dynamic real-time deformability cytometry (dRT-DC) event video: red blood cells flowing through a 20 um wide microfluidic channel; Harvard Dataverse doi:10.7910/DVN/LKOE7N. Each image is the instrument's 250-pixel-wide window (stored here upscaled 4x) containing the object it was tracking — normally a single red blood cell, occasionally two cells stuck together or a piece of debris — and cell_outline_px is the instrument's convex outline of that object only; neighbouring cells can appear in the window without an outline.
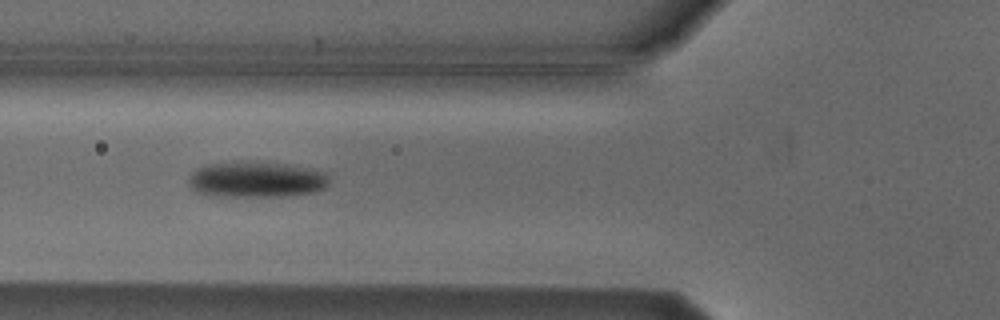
{"species": "Egyptian fruit bat (a non-hibernating species)", "species_latin": "Rousettus aegyptiacus", "temperature_condition": "cold", "stored_images_in_passage": 5, "camera_frame_rate_fps": 3000, "um_per_image_px": 0.085, "animal": {"sex": "male"}, "frame": {"image": 1, "passage_image": 2, "time_ms": 1.0, "image_size_px": [1000, 320], "cell_outline_px": [[328, 184], [324, 188], [312, 192], [284, 196], [212, 196], [196, 192], [192, 188], [188, 180], [192, 172], [196, 168], [208, 164], [236, 160], [252, 160], [288, 164], [308, 168], [324, 172], [328, 176]], "centroid_in_image_um": [21.74, 15.23], "position_along_channel_um": 104.1, "area_um2": 29.82}}
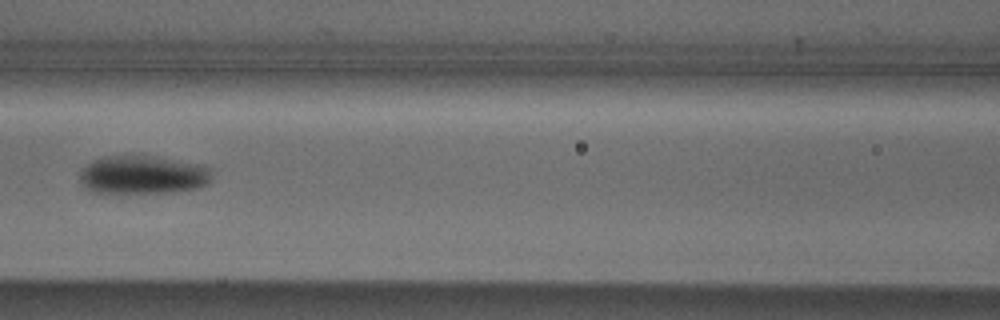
{"frame": {"image": 2, "passage_image": 3, "time_ms": 2.333, "image_size_px": [1000, 320], "cell_outline_px": [[208, 184], [200, 188], [172, 192], [92, 192], [84, 188], [80, 180], [80, 176], [84, 168], [92, 160], [104, 156], [140, 152], [196, 164], [208, 168]], "centroid_in_image_um": [12.08, 14.82], "position_along_channel_um": 154.5, "area_um2": 29.94}}
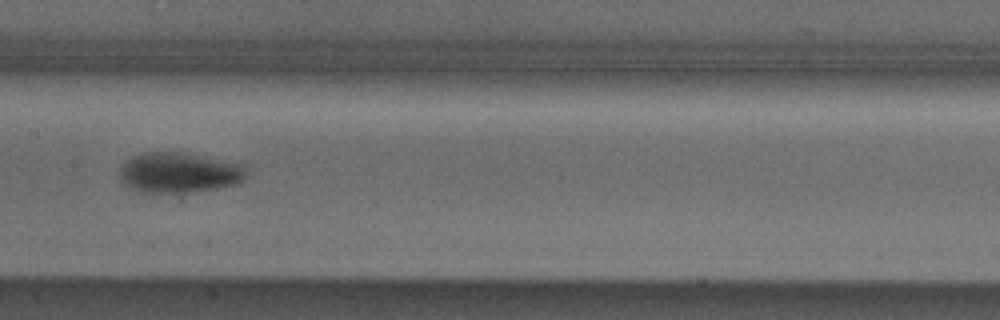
{"frame": {"image": 3, "passage_image": 4, "time_ms": 3.333, "image_size_px": [1000, 320], "cell_outline_px": [[248, 172], [244, 180], [236, 184], [216, 188], [176, 192], [144, 192], [124, 184], [120, 180], [120, 168], [128, 160], [144, 152], [180, 152], [244, 164]], "centroid_in_image_um": [15.26, 14.66], "position_along_channel_um": 192.1, "area_um2": 29.25}}